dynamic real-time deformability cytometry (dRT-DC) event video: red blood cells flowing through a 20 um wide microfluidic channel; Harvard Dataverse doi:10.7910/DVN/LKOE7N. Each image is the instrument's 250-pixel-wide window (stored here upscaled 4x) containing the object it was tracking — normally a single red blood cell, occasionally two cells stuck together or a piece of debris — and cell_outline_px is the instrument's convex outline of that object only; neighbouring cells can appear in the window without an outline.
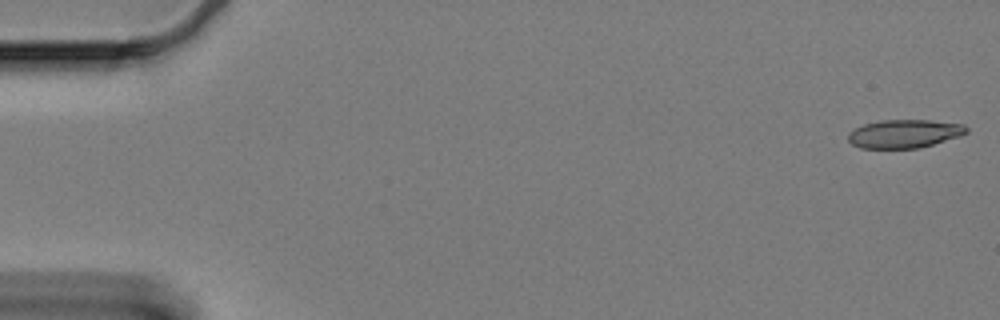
{"species": "Egyptian fruit bat (a non-hibernating species)", "species_latin": "Rousettus aegyptiacus", "temperature_condition": "cold", "stored_images_in_passage": 60, "camera_frame_rate_fps": 3000, "um_per_image_px": 0.085, "animal": {"sex": "female"}, "frame": {"image": 1, "passage_image": 1, "time_ms": 0.0, "image_size_px": [1000, 320], "cell_outline_px": [[968, 132], [960, 136], [932, 144], [916, 148], [860, 148], [852, 144], [848, 140], [848, 132], [864, 124], [880, 120], [928, 120], [964, 124], [968, 128]], "centroid_in_image_um": [76.86, 11.36], "position_along_channel_um": 8.1, "area_um2": 19.48}}
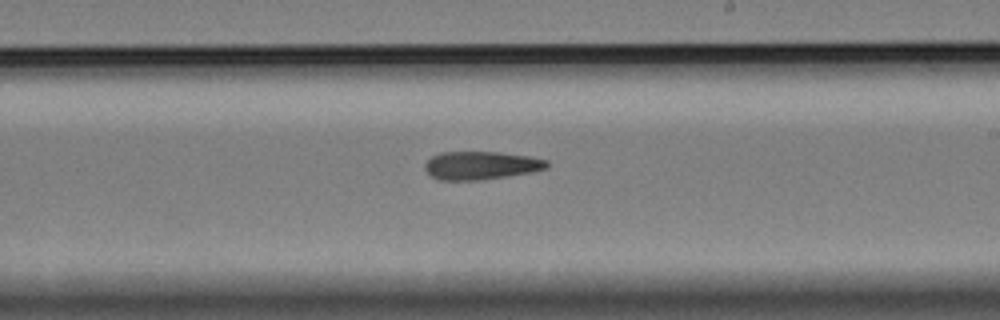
{"frame": {"image": 2, "passage_image": 35, "time_ms": 11.333, "image_size_px": [1000, 320], "cell_outline_px": [[548, 168], [528, 172], [480, 180], [440, 180], [432, 176], [424, 168], [424, 164], [432, 156], [440, 152], [496, 152], [532, 156], [548, 160]], "centroid_in_image_um": [40.87, 14.05], "position_along_channel_um": 248.1, "area_um2": 19.88}}
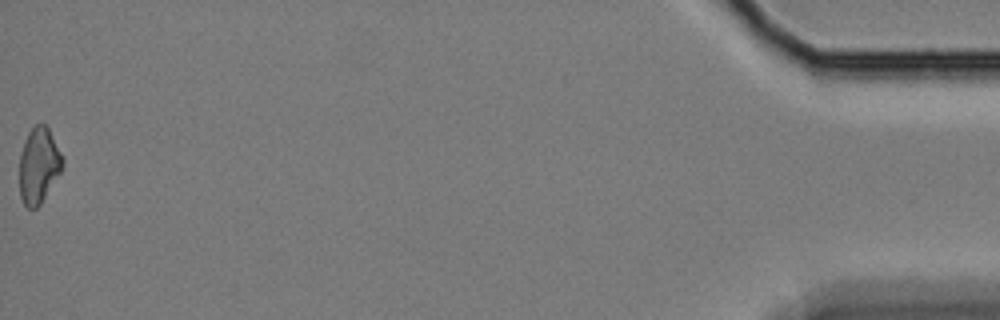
{"frame": {"image": 3, "passage_image": 60, "time_ms": 19.667, "image_size_px": [1000, 320], "cell_outline_px": [[64, 164], [60, 172], [40, 204], [36, 208], [28, 208], [24, 204], [20, 196], [20, 156], [24, 140], [28, 132], [36, 124], [44, 124], [48, 128], [64, 156]], "centroid_in_image_um": [3.3, 14.04], "position_along_channel_um": 431.9, "area_um2": 18.9}}